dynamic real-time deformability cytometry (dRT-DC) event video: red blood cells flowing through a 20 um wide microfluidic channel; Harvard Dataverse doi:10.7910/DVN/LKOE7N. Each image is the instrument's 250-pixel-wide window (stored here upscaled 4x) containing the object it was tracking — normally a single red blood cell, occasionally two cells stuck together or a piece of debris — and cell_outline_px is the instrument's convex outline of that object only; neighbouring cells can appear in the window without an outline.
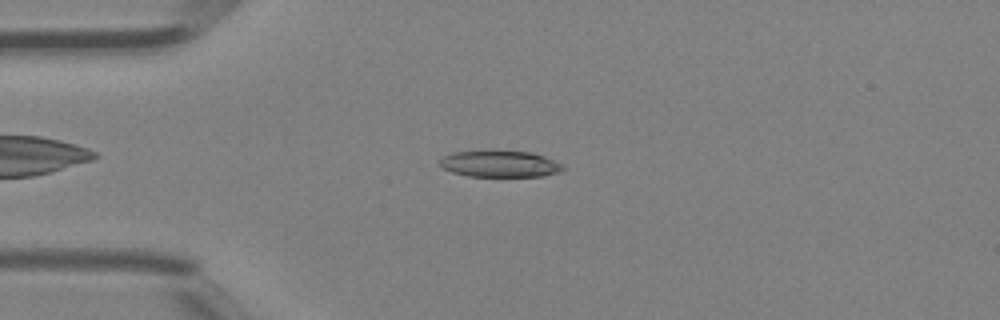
{"species": "Egyptian fruit bat (a non-hibernating species)", "species_latin": "Rousettus aegyptiacus", "temperature_condition": "room temperature", "stored_images_in_passage": 4, "camera_frame_rate_fps": 3000, "um_per_image_px": 0.085, "animal": {"sex": "female"}, "frame": {"image": 1, "passage_image": 3, "time_ms": 0.667, "image_size_px": [1000, 320], "cell_outline_px": [[564, 168], [560, 172], [544, 176], [468, 176], [452, 172], [444, 168], [440, 164], [440, 160], [444, 156], [452, 152], [488, 148], [492, 148], [532, 152], [544, 156], [564, 164]], "centroid_in_image_um": [42.5, 13.88], "position_along_channel_um": 42.5, "area_um2": 19.83}}